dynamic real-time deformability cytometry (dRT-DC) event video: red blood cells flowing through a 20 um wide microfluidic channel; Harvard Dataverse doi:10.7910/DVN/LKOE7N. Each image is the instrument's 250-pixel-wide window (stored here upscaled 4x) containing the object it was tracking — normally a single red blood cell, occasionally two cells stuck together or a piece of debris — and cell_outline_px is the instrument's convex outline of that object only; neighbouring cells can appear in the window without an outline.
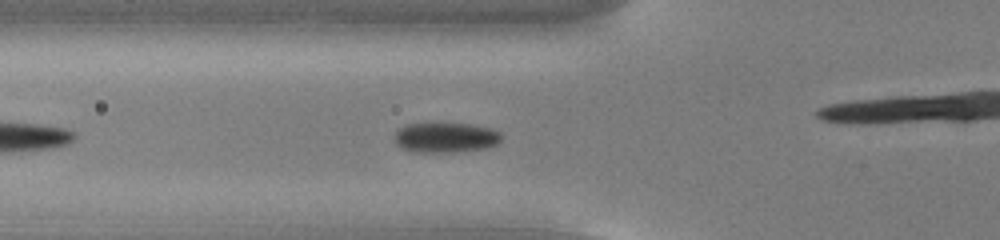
{"species": "common noctule bat (a hibernating species)", "species_latin": "Nyctalus noctula", "temperature_condition": "cold", "stored_images_in_passage": 22, "camera_frame_rate_fps": 3000, "um_per_image_px": 0.085, "animal": {"sex": "male", "body_mass_g": 13.0, "forearm_length_mm": 53.1}, "frame": {"image": 1, "passage_image": 2, "time_ms": 0.333, "image_size_px": [1000, 240], "cell_outline_px": [[500, 140], [496, 144], [484, 148], [456, 152], [408, 152], [400, 148], [396, 144], [392, 136], [400, 128], [408, 124], [468, 124], [492, 128], [500, 132]], "centroid_in_image_um": [37.82, 11.71], "position_along_channel_um": 88.0, "area_um2": 18.73}}
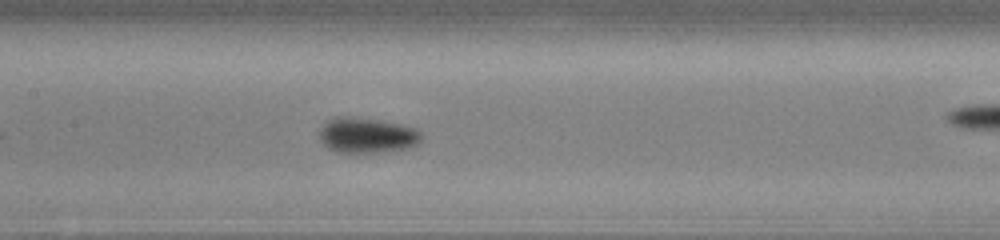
{"frame": {"image": 2, "passage_image": 9, "time_ms": 2.667, "image_size_px": [1000, 240], "cell_outline_px": [[420, 140], [416, 144], [408, 148], [376, 152], [336, 152], [328, 148], [320, 140], [320, 132], [324, 124], [328, 120], [336, 116], [348, 116], [376, 120], [400, 124], [416, 128], [420, 132]], "centroid_in_image_um": [31.17, 11.49], "position_along_channel_um": 176.2, "area_um2": 20.69}}
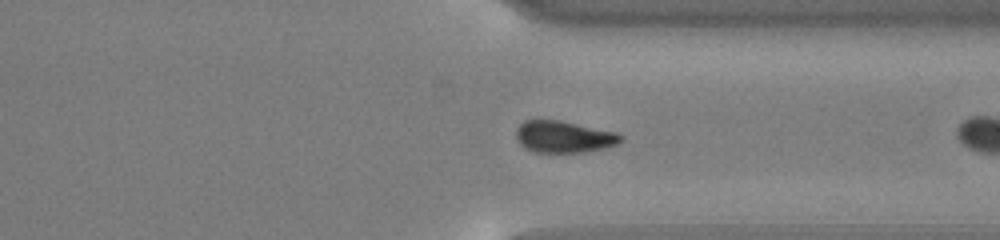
{"frame": {"image": 3, "passage_image": 21, "time_ms": 6.667, "image_size_px": [1000, 240], "cell_outline_px": [[624, 140], [616, 144], [604, 148], [584, 152], [536, 152], [524, 148], [520, 144], [516, 136], [516, 128], [524, 120], [560, 120], [616, 132], [624, 136]], "centroid_in_image_um": [47.93, 11.62], "position_along_channel_um": 363.5, "area_um2": 19.42}}